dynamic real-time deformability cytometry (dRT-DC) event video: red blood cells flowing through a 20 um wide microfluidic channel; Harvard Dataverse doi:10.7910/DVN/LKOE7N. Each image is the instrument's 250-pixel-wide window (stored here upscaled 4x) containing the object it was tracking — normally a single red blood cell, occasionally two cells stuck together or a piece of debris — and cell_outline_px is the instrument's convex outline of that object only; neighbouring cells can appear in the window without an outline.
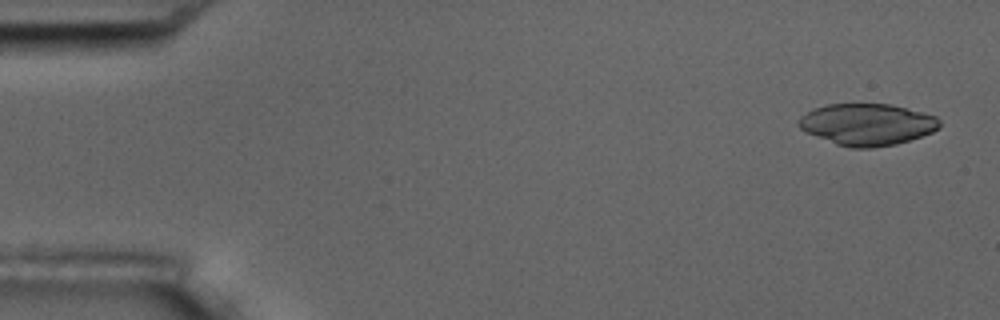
{"species": "common noctule bat (a hibernating species)", "species_latin": "Nyctalus noctula", "temperature_condition": "room temperature", "stored_images_in_passage": 4, "camera_frame_rate_fps": 3000, "um_per_image_px": 0.085, "animal": {"sex": "male", "body_mass_g": 17.5, "forearm_length_mm": 52.3}, "frame": {"image": 1, "passage_image": 1, "time_ms": 0.0, "image_size_px": [1000, 320], "cell_outline_px": [[940, 128], [932, 132], [896, 144], [872, 148], [852, 148], [836, 144], [804, 132], [796, 124], [796, 120], [800, 116], [812, 108], [828, 104], [892, 104], [936, 116], [940, 120]], "centroid_in_image_um": [73.66, 10.57], "position_along_channel_um": 11.3, "area_um2": 34.45}}